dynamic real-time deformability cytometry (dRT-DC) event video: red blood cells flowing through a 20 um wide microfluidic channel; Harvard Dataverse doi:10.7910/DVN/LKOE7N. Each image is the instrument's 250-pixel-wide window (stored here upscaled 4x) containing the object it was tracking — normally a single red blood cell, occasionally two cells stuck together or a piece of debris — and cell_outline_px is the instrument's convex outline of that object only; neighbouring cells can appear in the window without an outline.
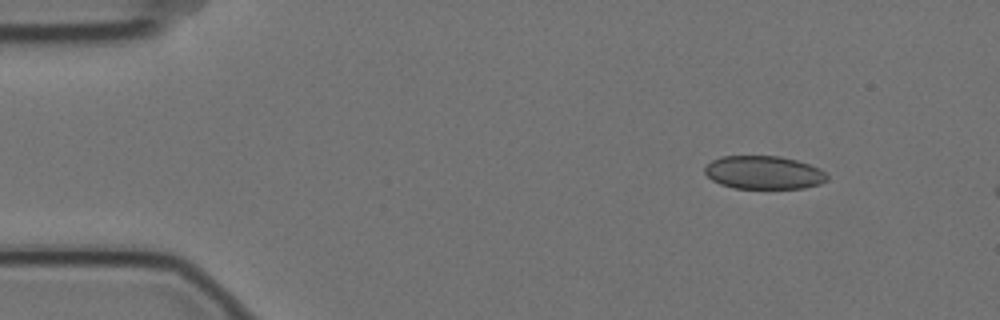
{"species": "Egyptian fruit bat (a non-hibernating species)", "species_latin": "Rousettus aegyptiacus", "temperature_condition": "cold", "stored_images_in_passage": 6, "camera_frame_rate_fps": 3000, "um_per_image_px": 0.085, "animal": {"sex": "female"}, "frame": {"image": 1, "passage_image": 2, "time_ms": 0.333, "image_size_px": [1000, 320], "cell_outline_px": [[828, 180], [820, 184], [804, 188], [736, 188], [720, 184], [712, 180], [704, 172], [704, 168], [712, 160], [720, 156], [780, 156], [796, 160], [820, 168], [828, 176]], "centroid_in_image_um": [64.92, 14.66], "position_along_channel_um": 20.1, "area_um2": 23.7}}
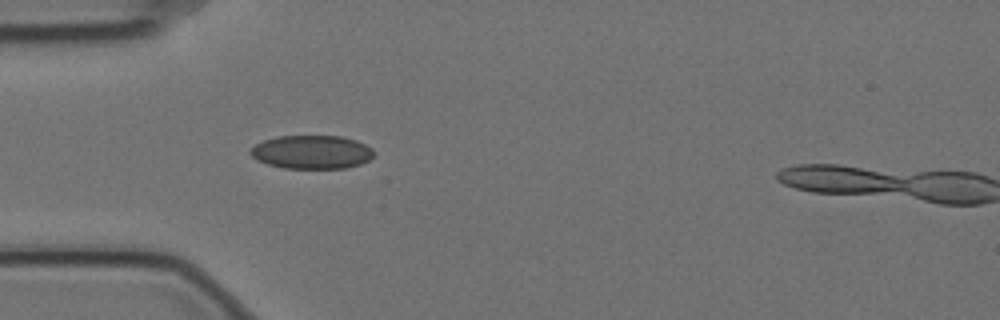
{"frame": {"image": 2, "passage_image": 5, "time_ms": 1.333, "image_size_px": [1000, 320], "cell_outline_px": [[372, 156], [368, 160], [360, 164], [344, 168], [284, 168], [268, 164], [256, 160], [248, 152], [256, 144], [264, 140], [276, 136], [340, 136], [356, 140], [372, 148]], "centroid_in_image_um": [26.47, 12.92], "position_along_channel_um": 58.5, "area_um2": 23.99}}